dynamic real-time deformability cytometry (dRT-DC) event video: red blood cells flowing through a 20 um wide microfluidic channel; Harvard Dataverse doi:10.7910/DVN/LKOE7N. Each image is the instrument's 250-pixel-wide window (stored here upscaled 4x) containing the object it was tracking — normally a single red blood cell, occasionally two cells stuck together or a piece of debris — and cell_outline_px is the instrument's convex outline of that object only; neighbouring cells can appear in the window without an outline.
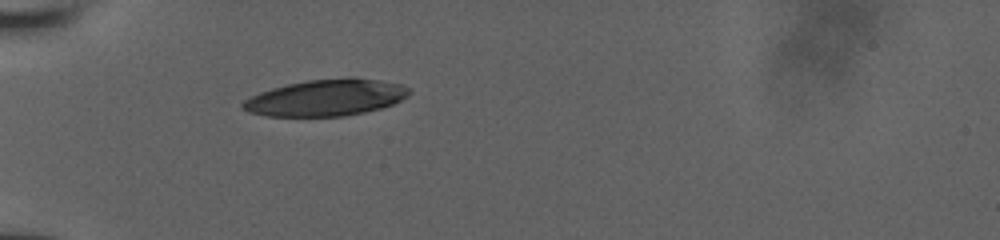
{"species": "human", "species_latin": "Homo sapiens", "temperature_condition": "room temperature", "stored_images_in_passage": 46, "camera_frame_rate_fps": 3000, "um_per_image_px": 0.085, "donor": {"sex": "male"}, "frame": {"image": 1, "passage_image": 1, "time_ms": 0.0, "image_size_px": [1000, 240], "cell_outline_px": [[412, 92], [408, 96], [392, 104], [380, 108], [364, 112], [344, 116], [264, 116], [248, 112], [240, 108], [240, 104], [244, 100], [260, 92], [272, 88], [288, 84], [308, 80], [352, 76], [380, 80], [400, 84], [408, 88]], "centroid_in_image_um": [27.7, 8.29], "position_along_channel_um": 57.3, "area_um2": 35.6}}
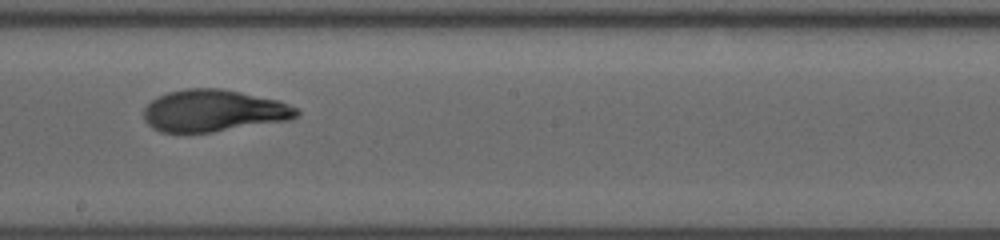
{"frame": {"image": 2, "passage_image": 19, "time_ms": 4.667, "image_size_px": [1000, 240], "cell_outline_px": [[300, 116], [292, 120], [212, 132], [160, 132], [152, 128], [144, 120], [144, 108], [156, 96], [168, 92], [184, 88], [220, 88], [280, 100], [300, 108]], "centroid_in_image_um": [18.21, 9.41], "position_along_channel_um": 230.0, "area_um2": 37.86}}
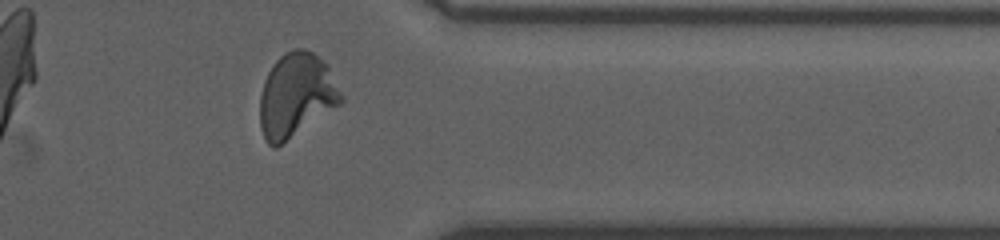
{"frame": {"image": 3, "passage_image": 40, "time_ms": 8.667, "image_size_px": [1000, 240], "cell_outline_px": [[344, 100], [340, 104], [276, 148], [272, 148], [264, 140], [260, 128], [260, 96], [264, 80], [272, 64], [284, 52], [292, 48], [304, 48], [312, 52], [328, 64], [344, 96]], "centroid_in_image_um": [25.17, 8.09], "position_along_channel_um": 386.2, "area_um2": 40.06}}